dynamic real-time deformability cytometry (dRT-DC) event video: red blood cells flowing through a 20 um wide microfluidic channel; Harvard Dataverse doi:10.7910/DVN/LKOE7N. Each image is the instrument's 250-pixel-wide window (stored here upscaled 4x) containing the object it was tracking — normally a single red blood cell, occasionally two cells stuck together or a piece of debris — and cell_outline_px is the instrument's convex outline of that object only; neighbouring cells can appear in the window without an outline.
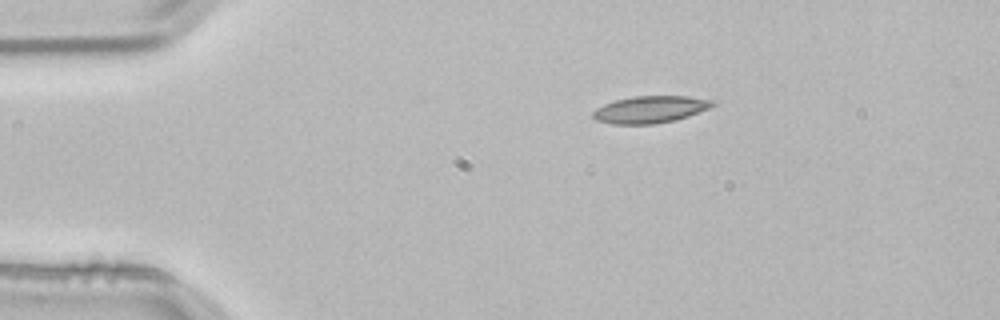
{"species": "common noctule bat (a hibernating species)", "species_latin": "Nyctalus noctula", "temperature_condition": "room temperature", "stored_images_in_passage": 2, "camera_frame_rate_fps": 3000, "um_per_image_px": 0.085, "animal": {"sex": "male", "body_mass_g": 21.5, "forearm_length_mm": 52.0}, "frame": {"image": 1, "passage_image": 1, "time_ms": 0.0, "image_size_px": [1000, 320], "cell_outline_px": [[716, 104], [708, 108], [688, 116], [676, 120], [652, 124], [612, 124], [596, 120], [592, 116], [592, 112], [596, 108], [604, 104], [616, 100], [632, 96], [688, 96], [716, 100]], "centroid_in_image_um": [55.27, 9.3], "position_along_channel_um": 29.7, "area_um2": 18.9}}